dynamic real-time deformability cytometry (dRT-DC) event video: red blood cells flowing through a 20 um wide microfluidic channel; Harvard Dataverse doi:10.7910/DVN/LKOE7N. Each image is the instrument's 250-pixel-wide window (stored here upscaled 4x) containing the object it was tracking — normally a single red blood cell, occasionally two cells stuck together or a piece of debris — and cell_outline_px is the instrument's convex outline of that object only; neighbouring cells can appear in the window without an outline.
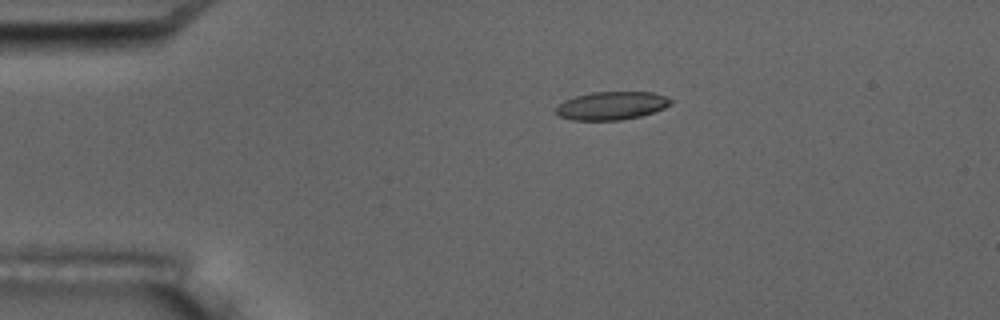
{"species": "common noctule bat (a hibernating species)", "species_latin": "Nyctalus noctula", "temperature_condition": "room temperature", "stored_images_in_passage": 7, "camera_frame_rate_fps": 3000, "um_per_image_px": 0.085, "animal": {"sex": "male", "body_mass_g": 17.5, "forearm_length_mm": 52.3}, "frame": {"image": 1, "passage_image": 3, "time_ms": 3.0, "image_size_px": [1000, 320], "cell_outline_px": [[672, 104], [664, 108], [640, 116], [620, 120], [572, 120], [560, 116], [556, 112], [556, 108], [564, 100], [576, 96], [592, 92], [652, 92], [664, 96], [672, 100]], "centroid_in_image_um": [51.99, 8.98], "position_along_channel_um": 33.0, "area_um2": 18.67}}